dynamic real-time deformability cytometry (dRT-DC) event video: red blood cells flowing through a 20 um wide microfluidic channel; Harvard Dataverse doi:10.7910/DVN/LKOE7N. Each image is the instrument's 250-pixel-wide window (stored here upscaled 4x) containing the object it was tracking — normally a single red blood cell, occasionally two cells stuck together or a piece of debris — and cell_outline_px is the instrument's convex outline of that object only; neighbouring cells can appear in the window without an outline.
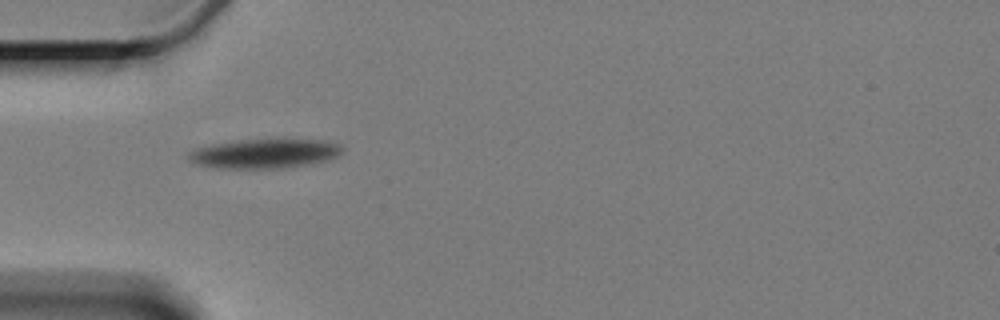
{"species": "Egyptian fruit bat (a non-hibernating species)", "species_latin": "Rousettus aegyptiacus", "temperature_condition": "cold", "stored_images_in_passage": 3, "camera_frame_rate_fps": 3000, "um_per_image_px": 0.085, "animal": {"sex": "female"}, "frame": {"image": 1, "passage_image": 1, "time_ms": 0.0, "image_size_px": [1000, 320], "cell_outline_px": [[344, 148], [336, 156], [324, 160], [308, 164], [284, 168], [216, 168], [196, 164], [188, 160], [188, 152], [196, 148], [212, 144], [240, 140], [276, 136], [284, 136], [320, 140], [336, 144]], "centroid_in_image_um": [22.47, 13.0], "position_along_channel_um": 62.5, "area_um2": 27.11}}
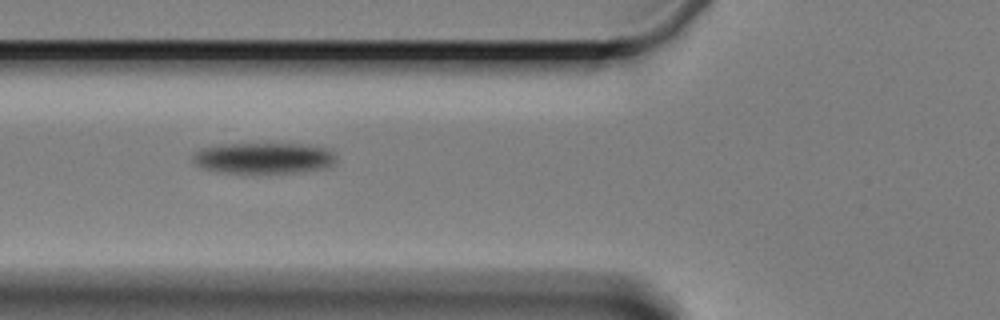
{"frame": {"image": 2, "passage_image": 2, "time_ms": 1.333, "image_size_px": [1000, 320], "cell_outline_px": [[336, 160], [332, 164], [324, 168], [300, 172], [224, 172], [204, 168], [196, 164], [196, 152], [204, 148], [224, 144], [300, 144], [328, 148], [332, 152]], "centroid_in_image_um": [22.49, 13.43], "position_along_channel_um": 103.3, "area_um2": 25.14}}
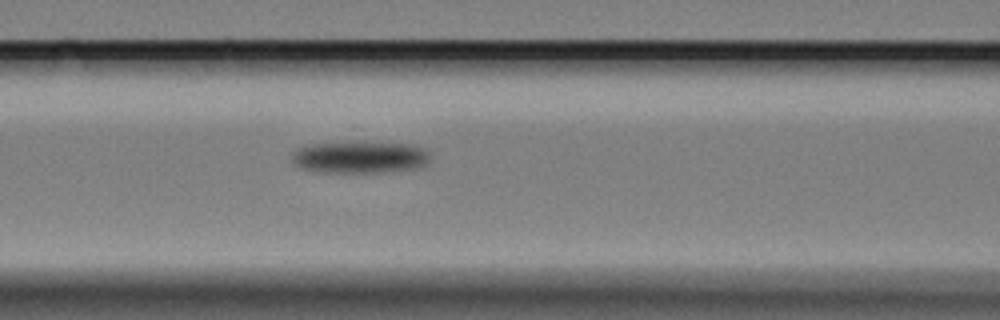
{"frame": {"image": 3, "passage_image": 3, "time_ms": 2.333, "image_size_px": [1000, 320], "cell_outline_px": [[428, 160], [420, 168], [384, 172], [324, 172], [304, 168], [296, 164], [292, 156], [300, 148], [312, 144], [348, 140], [416, 144], [428, 148]], "centroid_in_image_um": [30.7, 13.32], "position_along_channel_um": 135.9, "area_um2": 26.24}}